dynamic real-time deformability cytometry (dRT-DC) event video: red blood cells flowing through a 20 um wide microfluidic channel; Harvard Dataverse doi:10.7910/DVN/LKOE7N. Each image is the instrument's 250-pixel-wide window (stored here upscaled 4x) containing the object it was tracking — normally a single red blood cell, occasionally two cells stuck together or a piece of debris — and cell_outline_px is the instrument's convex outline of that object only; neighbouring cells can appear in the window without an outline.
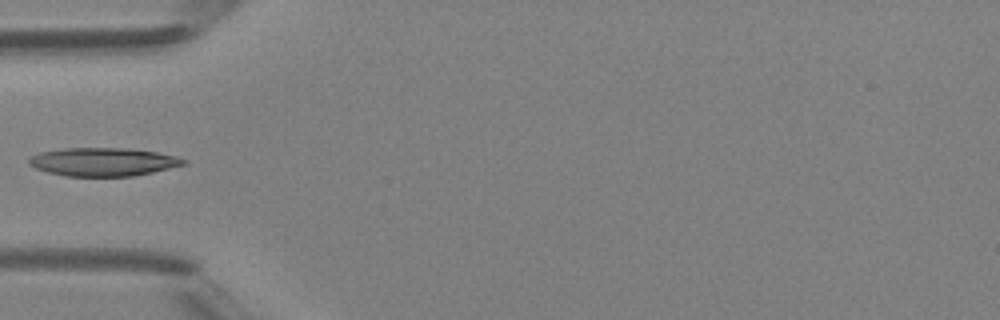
{"species": "Egyptian fruit bat (a non-hibernating species)", "species_latin": "Rousettus aegyptiacus", "temperature_condition": "room temperature", "stored_images_in_passage": 5, "camera_frame_rate_fps": 3000, "um_per_image_px": 0.085, "animal": {"sex": "female"}, "frame": {"image": 1, "passage_image": 5, "time_ms": 5.667, "image_size_px": [1000, 320], "cell_outline_px": [[188, 164], [152, 172], [132, 176], [64, 176], [48, 172], [36, 168], [28, 164], [28, 160], [32, 156], [40, 152], [64, 148], [124, 148], [156, 152], [176, 156], [188, 160]], "centroid_in_image_um": [8.78, 13.76], "position_along_channel_um": 76.2, "area_um2": 25.49}}